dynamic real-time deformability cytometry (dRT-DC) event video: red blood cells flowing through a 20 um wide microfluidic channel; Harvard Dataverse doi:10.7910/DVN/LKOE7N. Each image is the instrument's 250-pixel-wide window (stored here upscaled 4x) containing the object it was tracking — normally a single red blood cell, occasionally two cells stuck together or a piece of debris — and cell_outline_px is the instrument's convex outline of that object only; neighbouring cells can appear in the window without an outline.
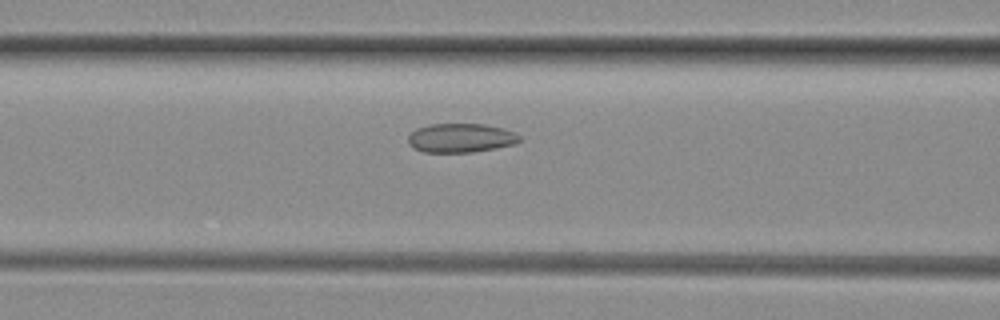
{"species": "common noctule bat (a hibernating species)", "species_latin": "Nyctalus noctula", "temperature_condition": "room temperature", "stored_images_in_passage": 44, "camera_frame_rate_fps": 3000, "um_per_image_px": 0.085, "animal": {"sex": "female", "body_mass_g": 29.2, "forearm_length_mm": 56.3}, "frame": {"image": 1, "passage_image": 14, "time_ms": 4.333, "image_size_px": [1000, 320], "cell_outline_px": [[520, 140], [516, 144], [496, 148], [472, 152], [424, 152], [412, 148], [408, 144], [408, 136], [416, 128], [428, 124], [484, 124], [504, 128], [520, 136]], "centroid_in_image_um": [39.14, 11.72], "position_along_channel_um": 127.5, "area_um2": 18.96}}
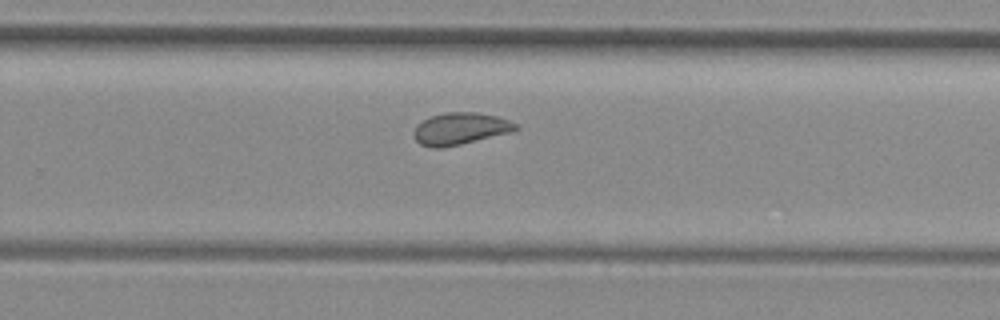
{"frame": {"image": 2, "passage_image": 26, "time_ms": 8.333, "image_size_px": [1000, 320], "cell_outline_px": [[520, 128], [512, 132], [460, 144], [440, 148], [432, 148], [420, 144], [416, 140], [412, 132], [416, 124], [432, 116], [448, 112], [476, 112], [496, 116], [520, 124]], "centroid_in_image_um": [39.13, 10.94], "position_along_channel_um": 290.7, "area_um2": 19.02}}
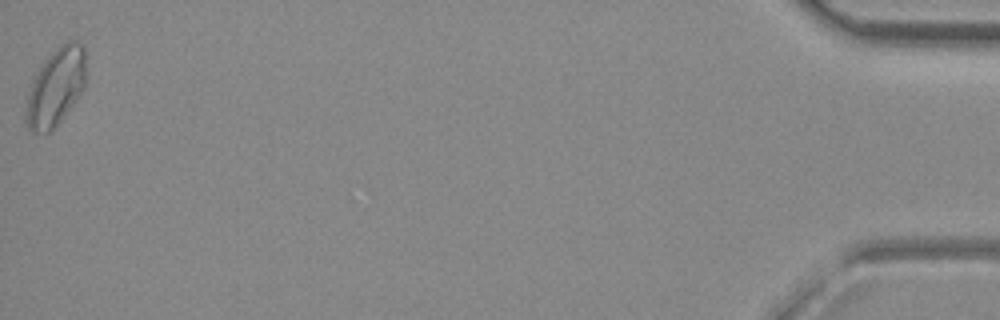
{"frame": {"image": 3, "passage_image": 44, "time_ms": 14.333, "image_size_px": [1000, 320], "cell_outline_px": [[88, 72], [84, 88], [80, 96], [60, 120], [48, 132], [32, 132], [28, 128], [24, 120], [24, 116], [28, 92], [32, 80], [36, 72], [44, 60], [56, 48], [68, 40], [76, 40], [84, 44]], "centroid_in_image_um": [4.77, 7.34], "position_along_channel_um": 430.4, "area_um2": 27.69}, "authors_computed_cell_mechanics": {"area_um2": 19.3341, "velocity_mm_per_s": 4.0993, "shape_relaxation_time_tau1_ms": null, "shape_relaxation_time_tau2_ms": 1.4349, "deformation_change_tau1": null, "deformation_change_tau2": 0.0753}}